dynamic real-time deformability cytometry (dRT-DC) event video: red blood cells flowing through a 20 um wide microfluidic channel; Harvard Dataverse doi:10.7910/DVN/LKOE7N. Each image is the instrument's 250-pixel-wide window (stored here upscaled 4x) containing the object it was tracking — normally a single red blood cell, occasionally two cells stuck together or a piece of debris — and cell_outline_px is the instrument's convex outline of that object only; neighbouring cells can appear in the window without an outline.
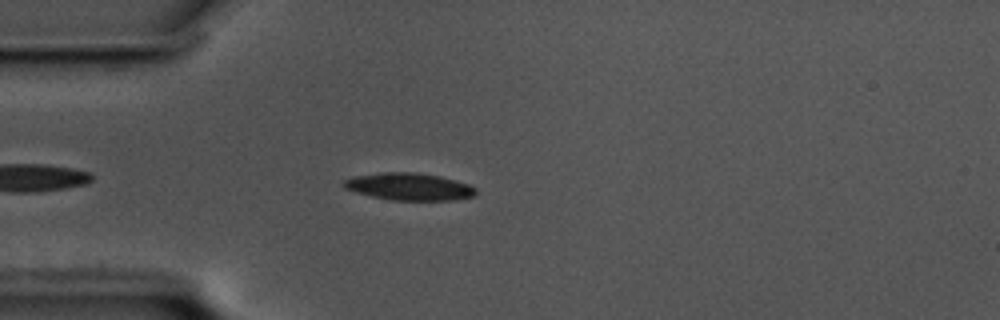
{"species": "common noctule bat (a hibernating species)", "species_latin": "Nyctalus noctula", "temperature_condition": "cold", "stored_images_in_passage": 42, "camera_frame_rate_fps": 3000, "um_per_image_px": 0.085, "animal": {"sex": "male", "body_mass_g": 17.5, "forearm_length_mm": 52.3}, "frame": {"image": 1, "passage_image": 6, "time_ms": 1.667, "image_size_px": [1000, 320], "cell_outline_px": [[476, 196], [452, 200], [392, 200], [372, 196], [356, 192], [344, 188], [340, 184], [344, 180], [352, 176], [380, 172], [416, 172], [440, 176], [468, 184], [476, 188]], "centroid_in_image_um": [34.75, 15.85], "position_along_channel_um": 50.3, "area_um2": 21.1}}
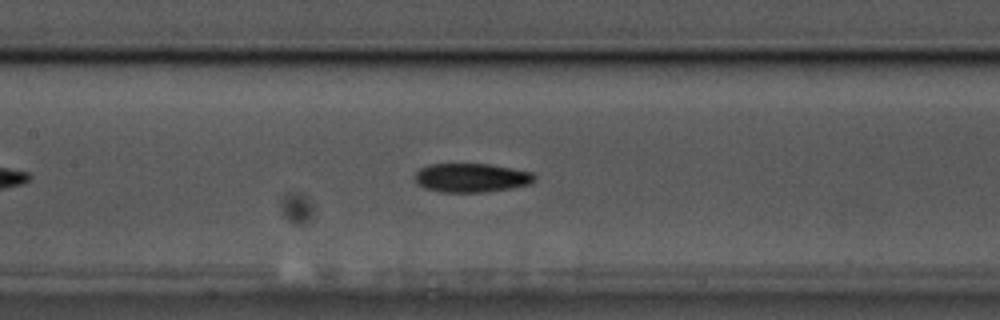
{"frame": {"image": 2, "passage_image": 17, "time_ms": 5.333, "image_size_px": [1000, 320], "cell_outline_px": [[536, 180], [532, 184], [512, 188], [484, 192], [440, 192], [424, 188], [416, 184], [416, 172], [420, 168], [428, 164], [488, 164], [512, 168], [532, 172], [536, 176]], "centroid_in_image_um": [40.09, 15.11], "position_along_channel_um": 167.3, "area_um2": 20.35}}
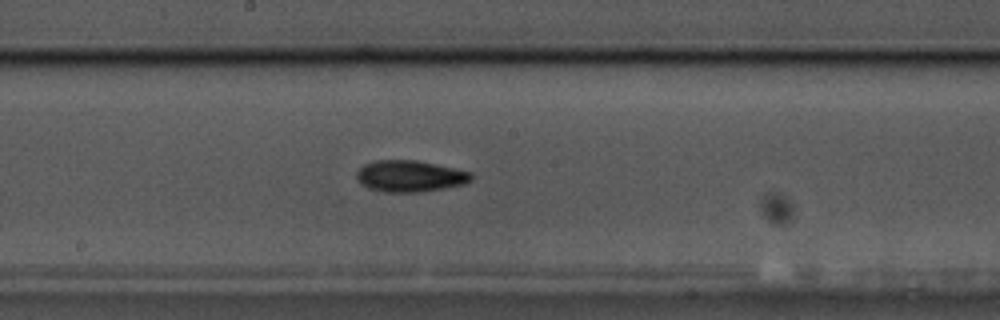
{"frame": {"image": 3, "passage_image": 21, "time_ms": 6.667, "image_size_px": [1000, 320], "cell_outline_px": [[472, 180], [464, 184], [444, 188], [420, 192], [384, 192], [368, 188], [360, 184], [356, 180], [356, 172], [364, 164], [376, 160], [416, 160], [472, 172]], "centroid_in_image_um": [34.81, 14.97], "position_along_channel_um": 213.4, "area_um2": 21.1}, "authors_computed_cell_mechanics": {"area_um2": 20.0855, "velocity_mm_per_s": 3.4718, "shape_relaxation_time_tau1_ms": 3.9039, "shape_relaxation_time_tau2_ms": null, "deformation_change_tau1": 0.1458, "deformation_change_tau2": null}}